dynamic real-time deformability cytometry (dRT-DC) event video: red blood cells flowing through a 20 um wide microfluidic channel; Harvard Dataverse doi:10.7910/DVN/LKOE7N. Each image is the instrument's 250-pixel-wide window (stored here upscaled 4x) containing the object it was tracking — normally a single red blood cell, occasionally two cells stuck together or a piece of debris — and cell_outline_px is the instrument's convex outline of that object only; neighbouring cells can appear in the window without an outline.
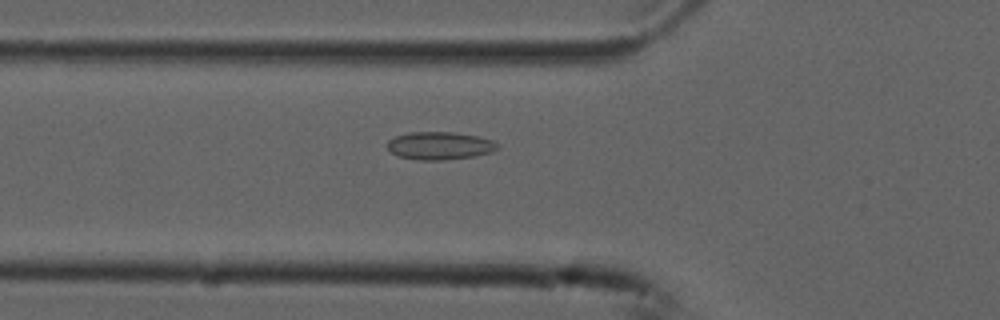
{"species": "common noctule bat (a hibernating species)", "species_latin": "Nyctalus noctula", "temperature_condition": "cold", "stored_images_in_passage": 50, "camera_frame_rate_fps": 3000, "um_per_image_px": 0.085, "animal": {"sex": "male", "forearm_length_mm": 52.5}, "frame": {"image": 1, "passage_image": 19, "time_ms": 6.0, "image_size_px": [1000, 320], "cell_outline_px": [[500, 148], [492, 152], [472, 156], [444, 160], [420, 160], [396, 156], [388, 148], [388, 140], [396, 136], [408, 132], [452, 132], [476, 136], [492, 140], [500, 144]], "centroid_in_image_um": [37.39, 12.38], "position_along_channel_um": 88.4, "area_um2": 17.86}}
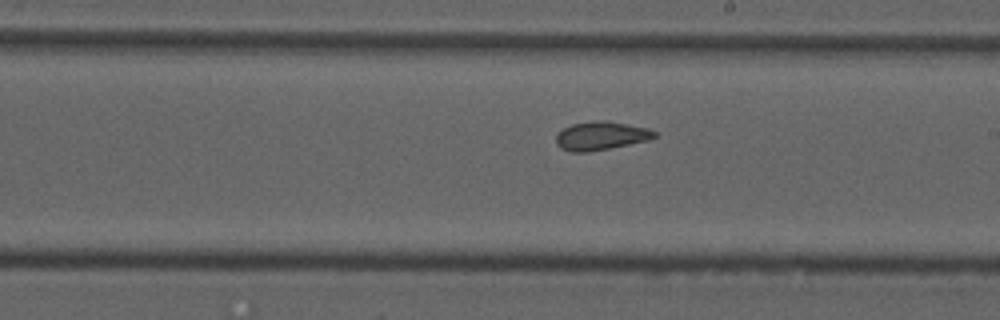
{"frame": {"image": 2, "passage_image": 31, "time_ms": 10.0, "image_size_px": [1000, 320], "cell_outline_px": [[656, 136], [648, 140], [588, 152], [572, 152], [560, 148], [556, 144], [556, 136], [564, 128], [572, 124], [592, 120], [604, 120], [648, 128], [656, 132]], "centroid_in_image_um": [51.05, 11.54], "position_along_channel_um": 237.9, "area_um2": 16.18}}
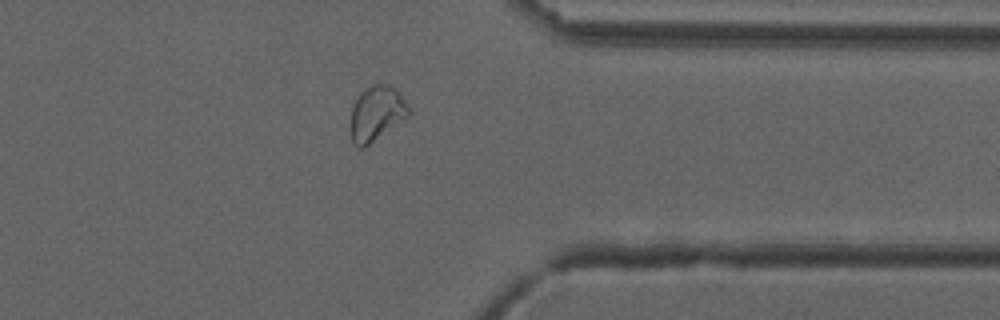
{"frame": {"image": 3, "passage_image": 43, "time_ms": 14.0, "image_size_px": [1000, 320], "cell_outline_px": [[408, 116], [364, 148], [356, 148], [352, 144], [348, 128], [348, 124], [352, 108], [360, 92], [364, 88], [372, 84], [388, 84], [396, 88], [400, 92], [408, 104]], "centroid_in_image_um": [31.94, 9.65], "position_along_channel_um": 379.5, "area_um2": 19.02}}